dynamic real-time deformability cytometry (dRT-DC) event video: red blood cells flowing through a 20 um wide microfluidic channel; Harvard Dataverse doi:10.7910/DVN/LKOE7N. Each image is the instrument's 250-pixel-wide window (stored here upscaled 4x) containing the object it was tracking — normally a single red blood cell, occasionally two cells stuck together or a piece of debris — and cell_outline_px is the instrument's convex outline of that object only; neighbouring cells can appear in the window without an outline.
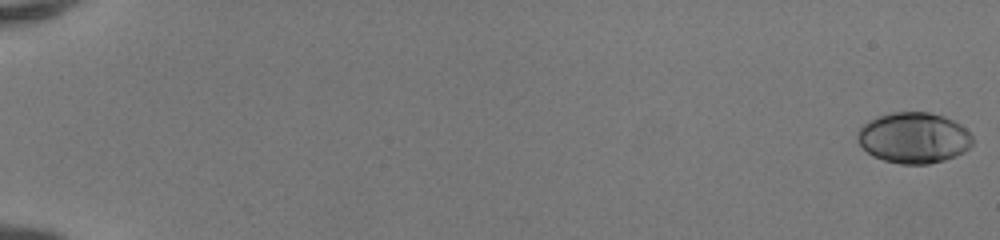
{"species": "human", "species_latin": "Homo sapiens", "temperature_condition": "room temperature", "stored_images_in_passage": 51, "camera_frame_rate_fps": 3000, "um_per_image_px": 0.085, "donor": {"sex": "female"}, "frame": {"image": 1, "passage_image": 1, "time_ms": 0.0, "image_size_px": [1000, 240], "cell_outline_px": [[972, 144], [964, 152], [956, 156], [944, 160], [928, 164], [900, 164], [884, 160], [872, 156], [856, 140], [856, 132], [868, 120], [876, 116], [892, 112], [928, 112], [944, 116], [960, 124], [972, 136]], "centroid_in_image_um": [77.64, 11.71], "position_along_channel_um": 7.4, "area_um2": 34.22}}
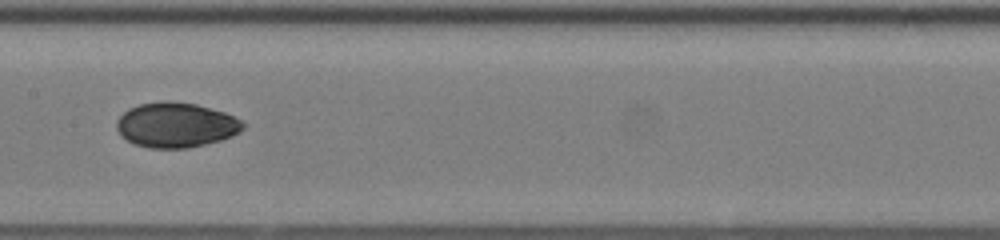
{"frame": {"image": 2, "passage_image": 29, "time_ms": 9.333, "image_size_px": [1000, 240], "cell_outline_px": [[248, 124], [240, 132], [232, 136], [220, 140], [188, 148], [148, 148], [136, 144], [120, 136], [116, 128], [116, 120], [128, 108], [140, 104], [168, 100], [196, 104], [224, 112]], "centroid_in_image_um": [14.95, 10.62], "position_along_channel_um": 192.4, "area_um2": 33.18}}
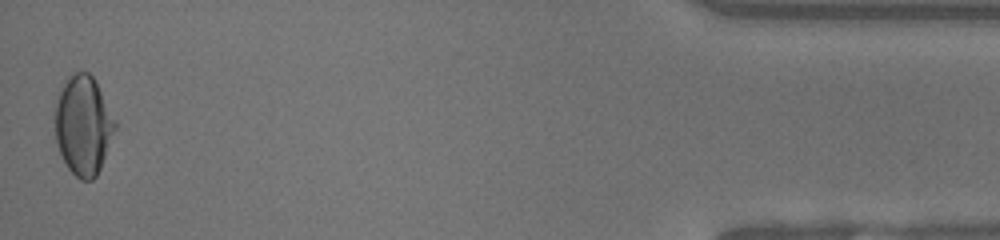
{"frame": {"image": 3, "passage_image": 51, "time_ms": 16.667, "image_size_px": [1000, 240], "cell_outline_px": [[116, 128], [100, 168], [96, 176], [92, 180], [80, 180], [68, 168], [60, 152], [56, 140], [56, 100], [68, 76], [76, 72], [88, 72], [92, 76], [116, 120]], "centroid_in_image_um": [7.09, 10.66], "position_along_channel_um": 428.1, "area_um2": 34.1}, "authors_computed_cell_mechanics": {"area_um2": 33.0616, "velocity_mm_per_s": 4.216, "shape_relaxation_time_tau1_ms": 5.6223, "shape_relaxation_time_tau2_ms": 1.9346, "deformation_change_tau1": 0.1866, "deformation_change_tau2": 0.033}}